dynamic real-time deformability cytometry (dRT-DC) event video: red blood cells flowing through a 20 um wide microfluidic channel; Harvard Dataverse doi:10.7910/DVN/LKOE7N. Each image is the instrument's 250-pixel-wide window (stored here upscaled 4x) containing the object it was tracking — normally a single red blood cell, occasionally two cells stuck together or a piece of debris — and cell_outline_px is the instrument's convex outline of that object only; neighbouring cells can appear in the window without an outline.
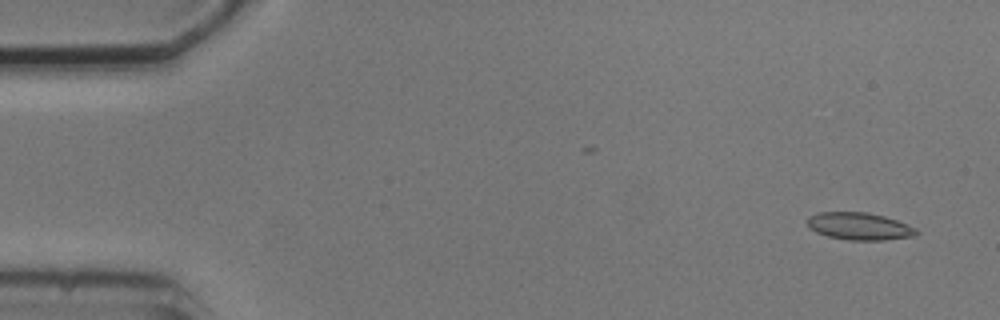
{"species": "common noctule bat (a hibernating species)", "species_latin": "Nyctalus noctula", "temperature_condition": "cold", "stored_images_in_passage": 2, "camera_frame_rate_fps": 3000, "um_per_image_px": 0.085, "animal": {"sex": "male", "body_mass_g": 20.5, "forearm_length_mm": 52.5}, "frame": {"image": 1, "passage_image": 2, "time_ms": 1.0, "image_size_px": [1000, 320], "cell_outline_px": [[920, 232], [916, 236], [884, 240], [848, 240], [828, 236], [816, 232], [804, 220], [808, 216], [820, 212], [868, 212], [884, 216], [896, 220], [916, 228]], "centroid_in_image_um": [73.05, 19.23], "position_along_channel_um": 11.9, "area_um2": 17.46}}